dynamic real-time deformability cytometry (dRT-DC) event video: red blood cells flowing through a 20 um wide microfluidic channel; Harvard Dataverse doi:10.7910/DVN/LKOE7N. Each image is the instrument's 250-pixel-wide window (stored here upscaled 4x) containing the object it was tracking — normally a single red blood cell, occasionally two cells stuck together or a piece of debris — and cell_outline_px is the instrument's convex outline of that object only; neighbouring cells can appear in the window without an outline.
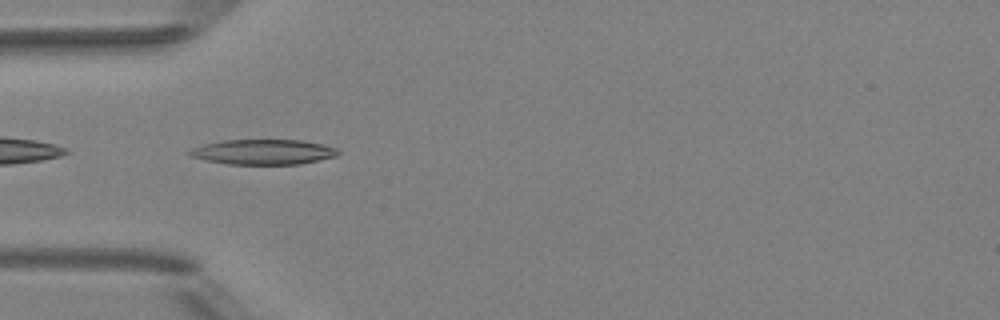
{"species": "Egyptian fruit bat (a non-hibernating species)", "species_latin": "Rousettus aegyptiacus", "temperature_condition": "room temperature", "stored_images_in_passage": 6, "camera_frame_rate_fps": 3000, "um_per_image_px": 0.085, "animal": {"sex": "female"}, "frame": {"image": 1, "passage_image": 4, "time_ms": 3.333, "image_size_px": [1000, 320], "cell_outline_px": [[340, 152], [336, 156], [300, 164], [228, 164], [204, 160], [192, 156], [188, 152], [192, 148], [204, 144], [224, 140], [300, 140], [324, 144], [336, 148]], "centroid_in_image_um": [22.39, 12.91], "position_along_channel_um": 62.6, "area_um2": 21.62}}
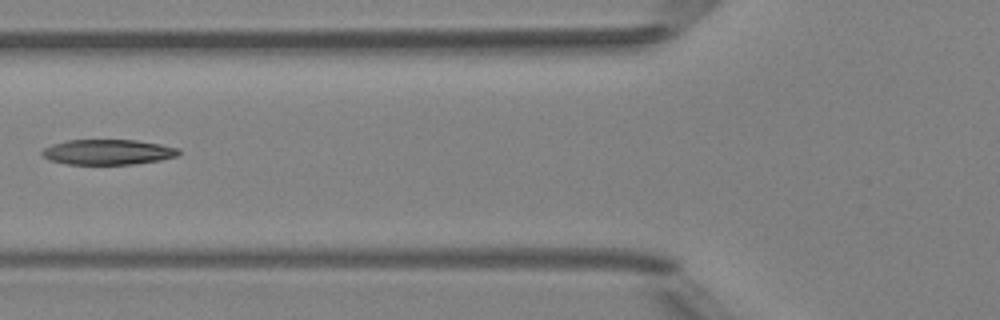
{"frame": {"image": 2, "passage_image": 5, "time_ms": 4.667, "image_size_px": [1000, 320], "cell_outline_px": [[180, 152], [176, 156], [160, 160], [136, 164], [64, 164], [48, 160], [40, 152], [44, 148], [52, 144], [68, 140], [136, 140], [160, 144], [180, 148]], "centroid_in_image_um": [9.16, 12.92], "position_along_channel_um": 116.6, "area_um2": 20.17}}
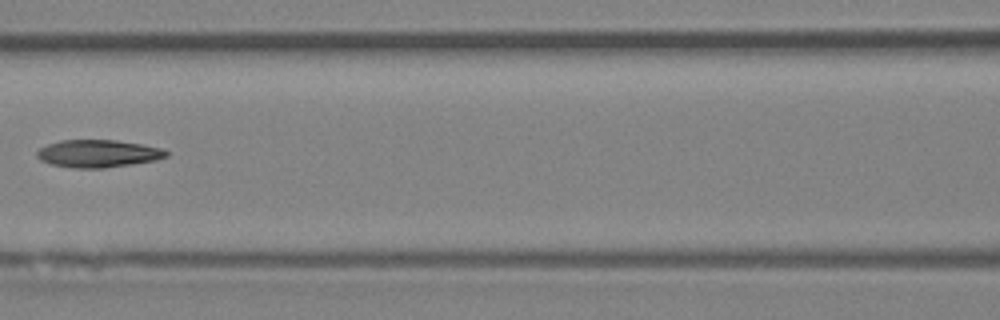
{"frame": {"image": 3, "passage_image": 6, "time_ms": 5.667, "image_size_px": [1000, 320], "cell_outline_px": [[168, 156], [156, 160], [104, 168], [72, 168], [52, 164], [40, 160], [36, 156], [36, 152], [40, 148], [48, 144], [60, 140], [116, 140], [140, 144], [160, 148], [168, 152]], "centroid_in_image_um": [8.31, 13.05], "position_along_channel_um": 158.3, "area_um2": 20.63}}